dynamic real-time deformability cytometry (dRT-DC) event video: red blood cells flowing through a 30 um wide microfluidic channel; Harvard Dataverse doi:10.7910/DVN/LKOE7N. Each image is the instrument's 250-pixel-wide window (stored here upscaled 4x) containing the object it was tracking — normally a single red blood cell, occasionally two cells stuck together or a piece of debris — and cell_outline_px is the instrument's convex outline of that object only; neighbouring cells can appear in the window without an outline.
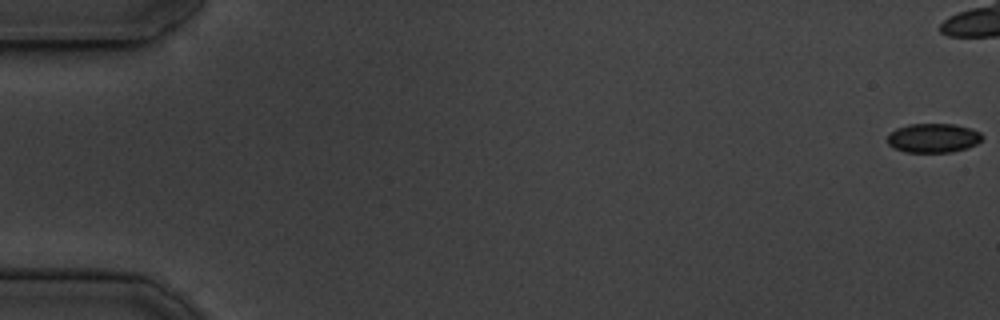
{"species": "common noctule bat (a hibernating species)", "species_latin": "Nyctalus noctula", "temperature_condition": "cold", "stored_images_in_passage": 12, "camera_frame_rate_fps": 3000, "um_per_image_px": 0.085, "animal": {"sex": "male", "body_mass_g": 19.5, "forearm_length_mm": 54.6}, "frame": {"image": 1, "passage_image": 1, "time_ms": 0.0, "image_size_px": [1000, 320], "cell_outline_px": [[984, 136], [976, 144], [968, 148], [952, 152], [904, 152], [888, 144], [888, 132], [896, 128], [908, 124], [956, 124], [972, 128], [980, 132]], "centroid_in_image_um": [79.34, 11.72], "position_along_channel_um": 5.7, "area_um2": 16.3}}